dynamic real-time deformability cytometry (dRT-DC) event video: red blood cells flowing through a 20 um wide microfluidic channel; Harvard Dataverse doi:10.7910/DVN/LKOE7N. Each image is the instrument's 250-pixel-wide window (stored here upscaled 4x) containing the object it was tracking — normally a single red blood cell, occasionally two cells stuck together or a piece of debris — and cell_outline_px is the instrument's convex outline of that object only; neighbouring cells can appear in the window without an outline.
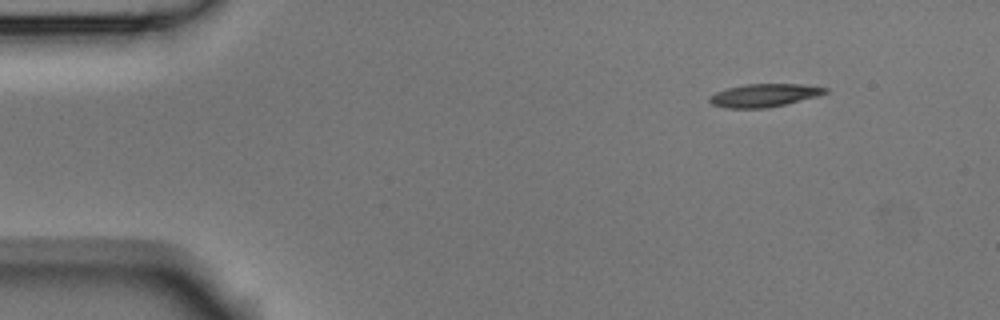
{"species": "Egyptian fruit bat (a non-hibernating species)", "species_latin": "Rousettus aegyptiacus", "temperature_condition": "room temperature", "stored_images_in_passage": 4, "camera_frame_rate_fps": 3000, "um_per_image_px": 0.085, "animal": {"sex": "male"}, "frame": {"image": 1, "passage_image": 1, "time_ms": 0.0, "image_size_px": [1000, 320], "cell_outline_px": [[828, 92], [816, 96], [768, 108], [724, 108], [712, 104], [708, 100], [708, 96], [716, 92], [728, 88], [744, 84], [800, 84], [828, 88]], "centroid_in_image_um": [64.9, 8.1], "position_along_channel_um": 20.1, "area_um2": 15.43}}
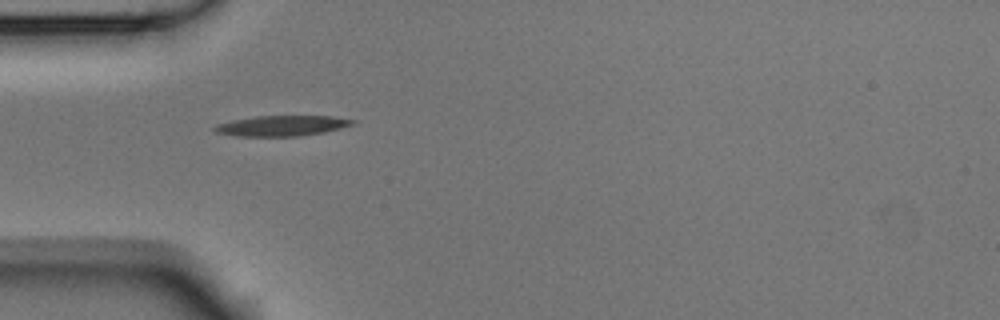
{"frame": {"image": 2, "passage_image": 3, "time_ms": 0.667, "image_size_px": [1000, 320], "cell_outline_px": [[356, 124], [324, 132], [300, 136], [236, 136], [216, 132], [212, 128], [216, 124], [232, 120], [256, 116], [332, 116], [356, 120]], "centroid_in_image_um": [23.96, 10.68], "position_along_channel_um": 61.0, "area_um2": 16.47}}
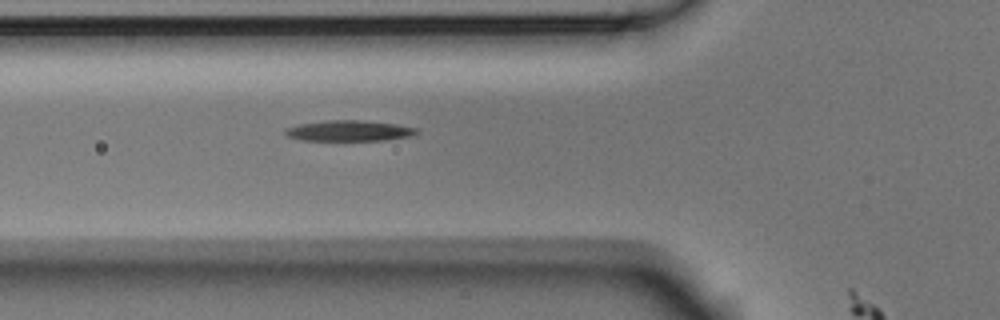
{"frame": {"image": 3, "passage_image": 4, "time_ms": 1.0, "image_size_px": [1000, 320], "cell_outline_px": [[420, 132], [412, 136], [384, 140], [300, 140], [288, 136], [284, 132], [284, 128], [300, 124], [324, 120], [364, 120], [396, 124], [416, 128]], "centroid_in_image_um": [29.68, 11.11], "position_along_channel_um": 96.1, "area_um2": 15.9}}